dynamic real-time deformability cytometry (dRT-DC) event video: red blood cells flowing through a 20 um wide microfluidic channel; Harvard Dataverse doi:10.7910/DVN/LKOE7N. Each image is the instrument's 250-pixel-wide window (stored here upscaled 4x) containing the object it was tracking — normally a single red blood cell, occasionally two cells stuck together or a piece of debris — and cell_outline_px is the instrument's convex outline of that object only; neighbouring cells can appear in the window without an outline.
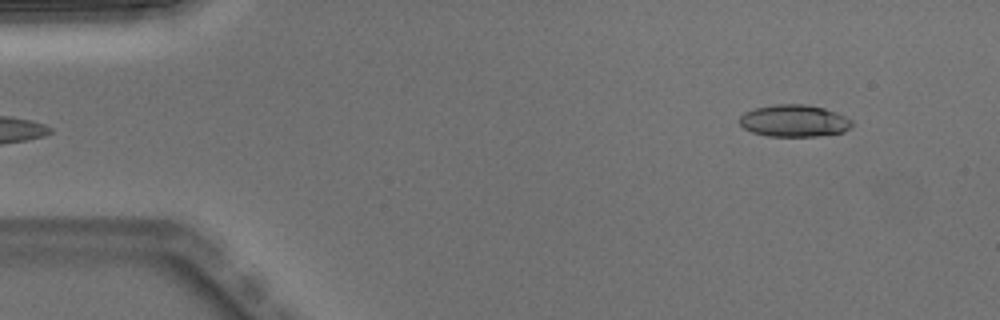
{"species": "Egyptian fruit bat (a non-hibernating species)", "species_latin": "Rousettus aegyptiacus", "temperature_condition": "warm", "stored_images_in_passage": 5, "camera_frame_rate_fps": 3000, "um_per_image_px": 0.085, "animal": {"sex": "male"}, "frame": {"image": 1, "passage_image": 5, "time_ms": 1.333, "image_size_px": [1000, 320], "cell_outline_px": [[852, 124], [844, 132], [816, 136], [768, 136], [752, 132], [744, 128], [740, 124], [740, 116], [744, 112], [756, 108], [776, 104], [804, 104], [824, 108], [836, 112], [852, 120]], "centroid_in_image_um": [67.49, 10.27], "position_along_channel_um": 17.5, "area_um2": 20.87}}